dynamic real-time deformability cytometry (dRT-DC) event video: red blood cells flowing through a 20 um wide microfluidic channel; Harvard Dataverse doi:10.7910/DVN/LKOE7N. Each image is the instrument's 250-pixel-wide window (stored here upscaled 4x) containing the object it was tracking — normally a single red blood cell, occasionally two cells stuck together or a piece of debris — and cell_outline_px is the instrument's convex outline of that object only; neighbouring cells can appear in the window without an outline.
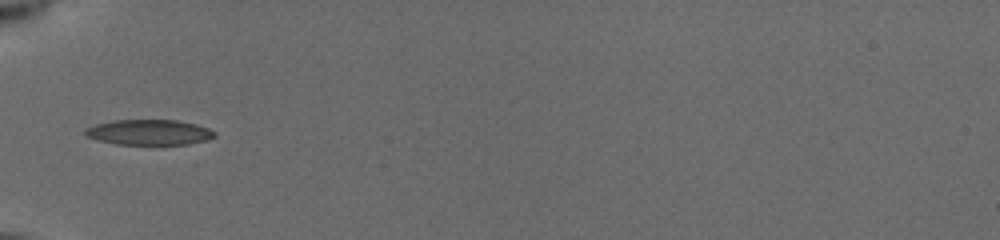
{"species": "common noctule bat (a hibernating species)", "species_latin": "Nyctalus noctula", "temperature_condition": "cold", "stored_images_in_passage": 40, "camera_frame_rate_fps": 3000, "um_per_image_px": 0.085, "animal": {"sex": "female", "body_mass_g": 19.5, "forearm_length_mm": 54.1}, "frame": {"image": 1, "passage_image": 1, "time_ms": 0.0, "image_size_px": [1000, 240], "cell_outline_px": [[216, 136], [208, 140], [188, 144], [116, 144], [96, 140], [88, 136], [84, 132], [84, 128], [96, 124], [112, 120], [176, 120], [196, 124], [208, 128], [216, 132]], "centroid_in_image_um": [12.68, 11.24], "position_along_channel_um": 72.3, "area_um2": 19.19}}
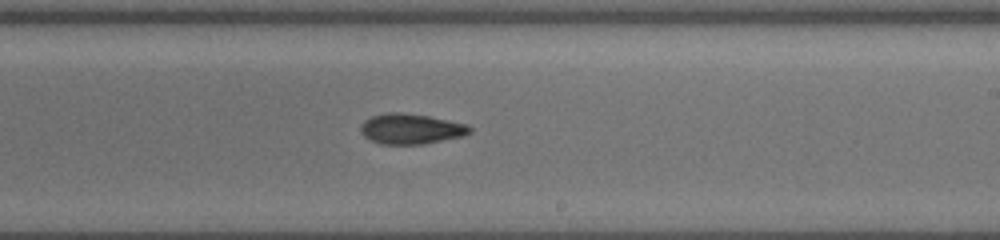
{"frame": {"image": 2, "passage_image": 21, "time_ms": 4.667, "image_size_px": [1000, 240], "cell_outline_px": [[472, 132], [464, 136], [424, 144], [380, 144], [364, 136], [360, 132], [360, 128], [364, 120], [372, 116], [388, 112], [400, 112], [428, 116], [468, 124], [472, 128]], "centroid_in_image_um": [34.95, 10.95], "position_along_channel_um": 254.0, "area_um2": 19.36}}
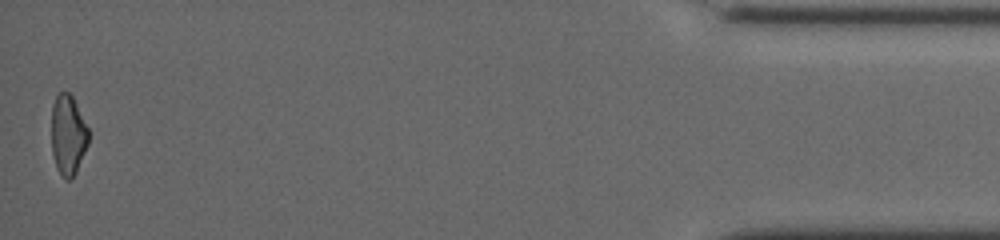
{"frame": {"image": 3, "passage_image": 40, "time_ms": 11.0, "image_size_px": [1000, 240], "cell_outline_px": [[88, 144], [76, 172], [68, 180], [64, 180], [56, 168], [52, 152], [52, 104], [56, 96], [60, 92], [68, 92], [72, 96], [88, 128]], "centroid_in_image_um": [5.77, 11.49], "position_along_channel_um": 429.4, "area_um2": 17.17}, "authors_computed_cell_mechanics": {"area_um2": 19.0162, "velocity_mm_per_s": 3.9437, "shape_relaxation_time_tau1_ms": null, "shape_relaxation_time_tau2_ms": 6.3678, "deformation_change_tau1": null, "deformation_change_tau2": 0.1528}}